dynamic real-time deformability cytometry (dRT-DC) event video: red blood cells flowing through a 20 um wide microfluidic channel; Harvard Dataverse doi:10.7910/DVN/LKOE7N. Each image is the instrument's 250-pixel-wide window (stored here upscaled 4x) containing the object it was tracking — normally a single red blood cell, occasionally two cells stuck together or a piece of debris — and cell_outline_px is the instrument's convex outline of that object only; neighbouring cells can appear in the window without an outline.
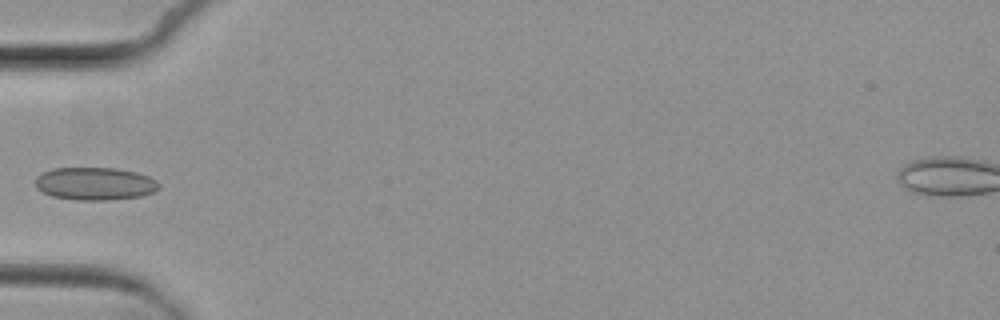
{"species": "common noctule bat (a hibernating species)", "species_latin": "Nyctalus noctula", "temperature_condition": "cold", "stored_images_in_passage": 6, "camera_frame_rate_fps": 3000, "um_per_image_px": 0.085, "animal": {"sex": "female", "body_mass_g": 29.2, "forearm_length_mm": 56.3}, "frame": {"image": 1, "passage_image": 6, "time_ms": 5.667, "image_size_px": [1000, 320], "cell_outline_px": [[160, 188], [156, 192], [140, 196], [108, 200], [76, 200], [52, 196], [36, 188], [36, 176], [52, 168], [116, 168], [136, 172], [148, 176], [156, 180], [160, 184]], "centroid_in_image_um": [8.1, 15.61], "position_along_channel_um": 76.9, "area_um2": 23.7}}